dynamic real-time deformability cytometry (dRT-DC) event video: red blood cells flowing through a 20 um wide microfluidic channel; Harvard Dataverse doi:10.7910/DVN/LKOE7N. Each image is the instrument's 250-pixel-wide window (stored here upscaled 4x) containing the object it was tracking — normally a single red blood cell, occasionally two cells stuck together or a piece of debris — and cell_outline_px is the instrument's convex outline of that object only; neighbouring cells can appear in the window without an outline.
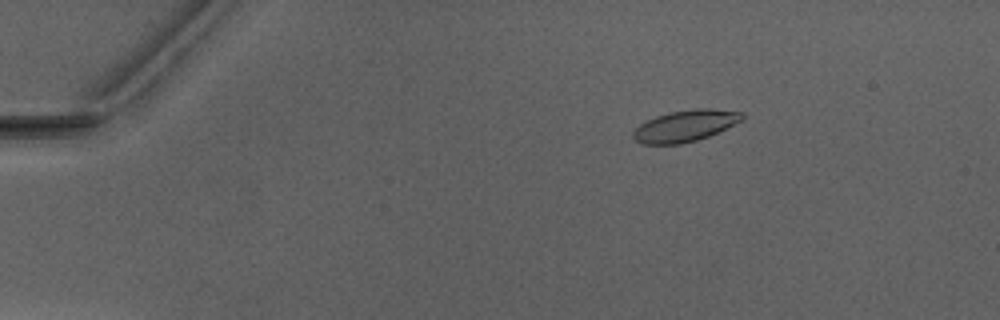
{"species": "Egyptian fruit bat (a non-hibernating species)", "species_latin": "Rousettus aegyptiacus", "temperature_condition": "warm", "stored_images_in_passage": 54, "camera_frame_rate_fps": 3000, "um_per_image_px": 0.085, "animal": {"sex": "male"}, "frame": {"image": 1, "passage_image": 10, "time_ms": 3.0, "image_size_px": [1000, 320], "cell_outline_px": [[744, 120], [708, 136], [696, 140], [680, 144], [640, 144], [632, 136], [632, 132], [640, 124], [656, 116], [668, 112], [696, 108], [708, 108], [744, 112]], "centroid_in_image_um": [58.25, 10.69], "position_along_channel_um": 26.7, "area_um2": 20.0}}
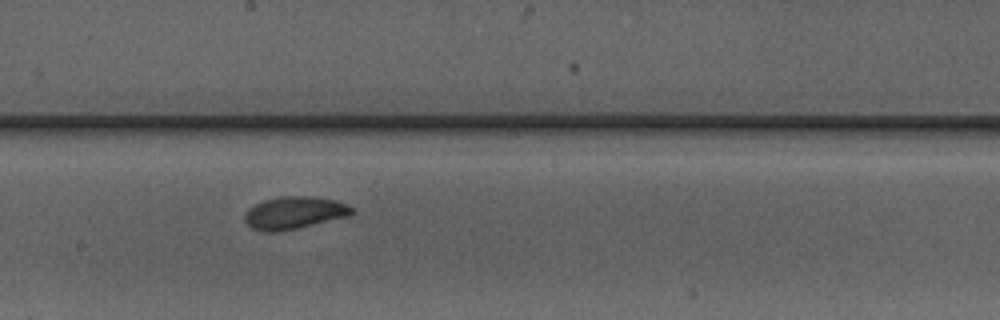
{"frame": {"image": 2, "passage_image": 31, "time_ms": 10.0, "image_size_px": [1000, 320], "cell_outline_px": [[356, 212], [352, 216], [296, 228], [276, 232], [264, 232], [252, 228], [244, 220], [244, 216], [248, 208], [264, 200], [280, 196], [312, 196], [336, 200], [348, 204], [356, 208]], "centroid_in_image_um": [25.08, 18.08], "position_along_channel_um": 223.1, "area_um2": 20.58}}
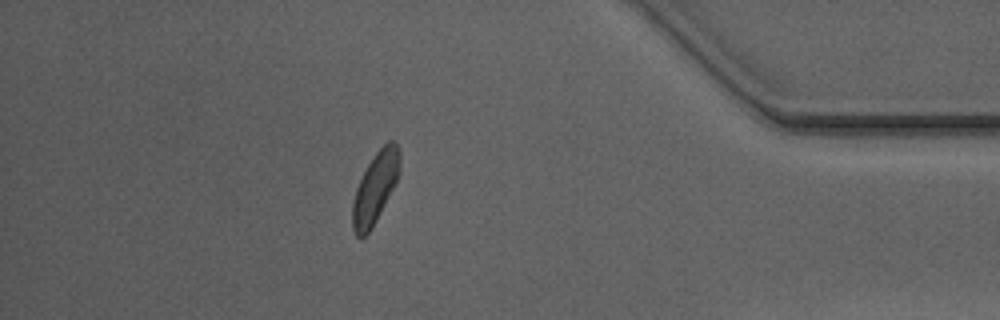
{"frame": {"image": 3, "passage_image": 47, "time_ms": 15.333, "image_size_px": [1000, 320], "cell_outline_px": [[400, 172], [396, 184], [372, 228], [360, 240], [356, 236], [352, 228], [352, 204], [356, 188], [368, 164], [376, 152], [388, 140], [392, 140], [396, 144], [400, 152]], "centroid_in_image_um": [31.9, 15.98], "position_along_channel_um": 403.3, "area_um2": 19.59}}